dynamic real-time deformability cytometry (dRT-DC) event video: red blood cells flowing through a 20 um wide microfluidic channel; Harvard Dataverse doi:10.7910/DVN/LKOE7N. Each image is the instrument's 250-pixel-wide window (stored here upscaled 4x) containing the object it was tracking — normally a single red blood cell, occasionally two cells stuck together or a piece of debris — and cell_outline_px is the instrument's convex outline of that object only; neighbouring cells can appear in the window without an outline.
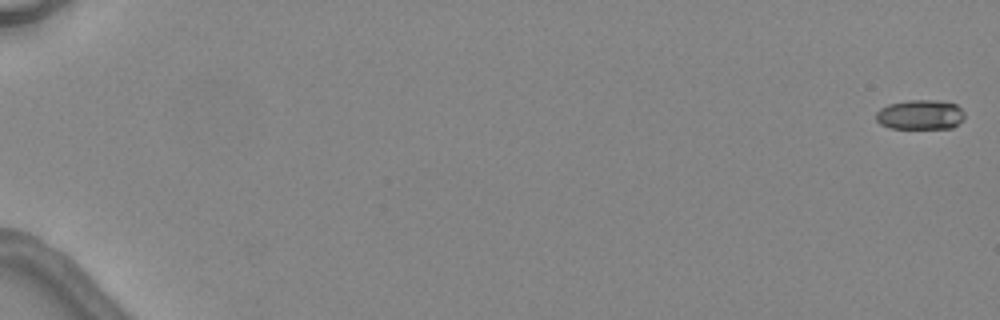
{"species": "common noctule bat (a hibernating species)", "species_latin": "Nyctalus noctula", "temperature_condition": "warm", "stored_images_in_passage": 5, "camera_frame_rate_fps": 3000, "um_per_image_px": 0.085, "animal": {"sex": "female", "body_mass_g": 24.6, "forearm_length_mm": 56.2}, "frame": {"image": 1, "passage_image": 1, "time_ms": 0.0, "image_size_px": [1000, 320], "cell_outline_px": [[964, 120], [952, 128], [888, 128], [880, 124], [876, 120], [876, 112], [880, 108], [888, 104], [908, 100], [936, 100], [956, 104], [964, 112]], "centroid_in_image_um": [78.21, 9.75], "position_along_channel_um": 6.8, "area_um2": 15.49}}
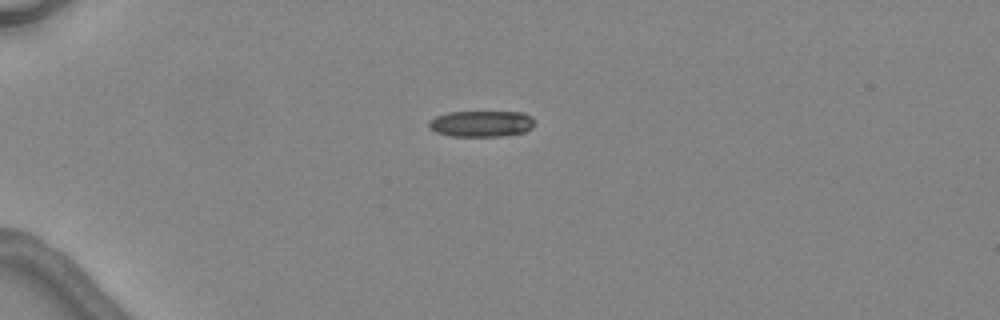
{"frame": {"image": 2, "passage_image": 4, "time_ms": 4.667, "image_size_px": [1000, 320], "cell_outline_px": [[536, 124], [532, 128], [524, 132], [500, 136], [448, 136], [436, 132], [428, 128], [428, 124], [436, 116], [448, 112], [524, 112], [532, 116], [536, 120]], "centroid_in_image_um": [40.96, 10.51], "position_along_channel_um": 44.0, "area_um2": 16.3}}